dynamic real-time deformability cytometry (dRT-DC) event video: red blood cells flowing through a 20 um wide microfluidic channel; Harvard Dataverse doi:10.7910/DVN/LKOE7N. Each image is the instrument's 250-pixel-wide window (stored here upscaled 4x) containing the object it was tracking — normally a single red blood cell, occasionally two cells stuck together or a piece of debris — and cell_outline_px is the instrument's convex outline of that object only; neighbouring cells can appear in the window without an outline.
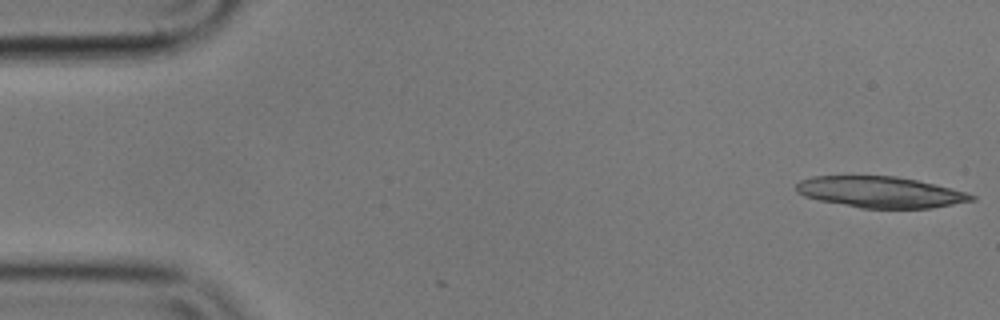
{"species": "common noctule bat (a hibernating species)", "species_latin": "Nyctalus noctula", "temperature_condition": "cold", "stored_images_in_passage": 54, "camera_frame_rate_fps": 3000, "um_per_image_px": 0.085, "animal": {"sex": "male", "body_mass_g": 17.9}, "frame": {"image": 1, "passage_image": 1, "time_ms": 0.0, "image_size_px": [1000, 320], "cell_outline_px": [[976, 200], [932, 208], [860, 208], [820, 200], [804, 196], [796, 192], [796, 184], [800, 180], [812, 176], [896, 176], [916, 180], [952, 188], [968, 192], [976, 196]], "centroid_in_image_um": [74.85, 16.33], "position_along_channel_um": 10.2, "area_um2": 31.85}}
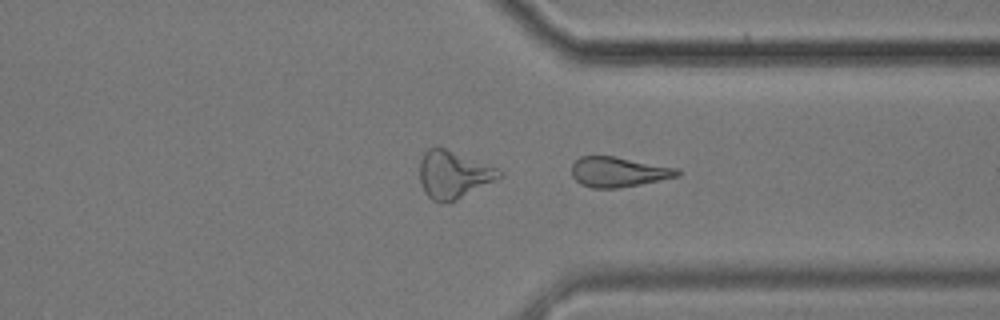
{"frame": {"image": 2, "passage_image": 41, "time_ms": 13.333, "image_size_px": [1000, 320], "cell_outline_px": [[680, 176], [620, 188], [592, 188], [580, 184], [572, 176], [572, 164], [580, 156], [616, 156], [680, 168]], "centroid_in_image_um": [52.59, 14.61], "position_along_channel_um": 358.8, "area_um2": 18.73}}
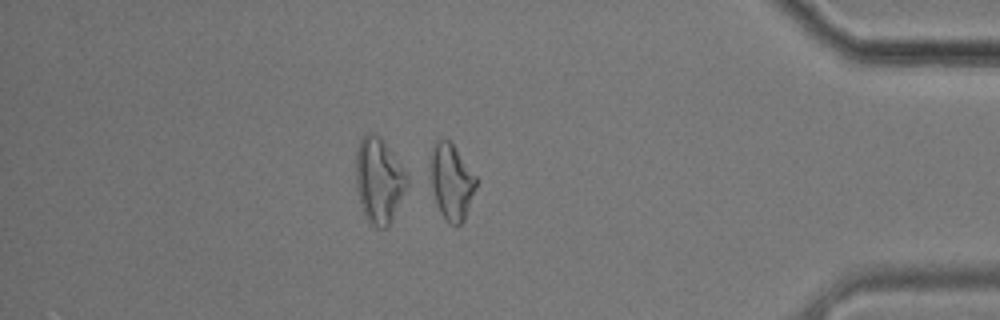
{"frame": {"image": 3, "passage_image": 47, "time_ms": 15.333, "image_size_px": [1000, 320], "cell_outline_px": [[480, 180], [464, 220], [460, 224], [452, 224], [440, 212], [432, 188], [428, 164], [432, 144], [436, 140], [444, 136], [452, 144]], "centroid_in_image_um": [38.37, 15.37], "position_along_channel_um": 396.8, "area_um2": 20.63}, "authors_computed_cell_mechanics": {"area_um2": 20.1433, "velocity_mm_per_s": 3.5658, "shape_relaxation_time_tau1_ms": 4.1174, "shape_relaxation_time_tau2_ms": null, "deformation_change_tau1": 0.1333, "deformation_change_tau2": null}}